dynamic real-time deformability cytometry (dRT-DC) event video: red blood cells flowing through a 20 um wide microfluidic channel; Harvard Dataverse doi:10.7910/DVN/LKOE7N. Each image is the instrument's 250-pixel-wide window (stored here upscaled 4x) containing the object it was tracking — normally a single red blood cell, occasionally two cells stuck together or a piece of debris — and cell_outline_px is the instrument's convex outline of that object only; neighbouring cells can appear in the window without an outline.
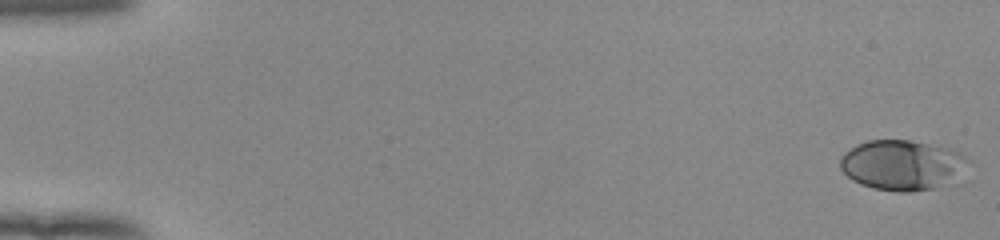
{"species": "human", "species_latin": "Homo sapiens", "temperature_condition": "room temperature", "stored_images_in_passage": 53, "camera_frame_rate_fps": 3000, "um_per_image_px": 0.085, "donor": {"sex": "female"}, "frame": {"image": 1, "passage_image": 1, "time_ms": 0.0, "image_size_px": [1000, 240], "cell_outline_px": [[968, 160], [960, 184], [912, 192], [896, 192], [872, 188], [860, 184], [852, 180], [840, 168], [840, 156], [844, 152], [856, 144], [868, 140], [908, 140], [952, 148], [960, 152]], "centroid_in_image_um": [76.76, 14.06], "position_along_channel_um": 8.2, "area_um2": 38.49}}
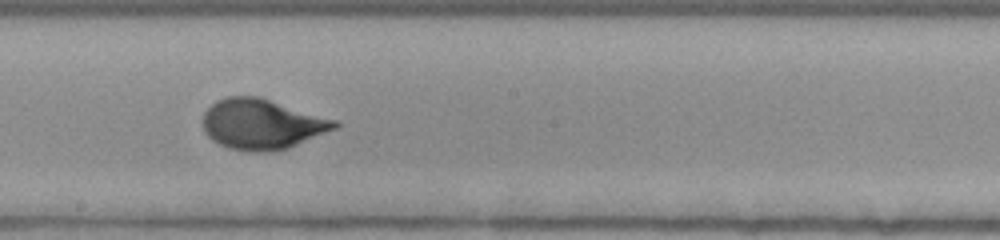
{"frame": {"image": 2, "passage_image": 31, "time_ms": 10.0, "image_size_px": [1000, 240], "cell_outline_px": [[340, 124], [336, 128], [288, 148], [268, 152], [252, 152], [228, 148], [212, 140], [204, 132], [204, 112], [216, 100], [228, 96], [256, 96], [336, 120]], "centroid_in_image_um": [22.24, 10.56], "position_along_channel_um": 226.0, "area_um2": 38.21}}
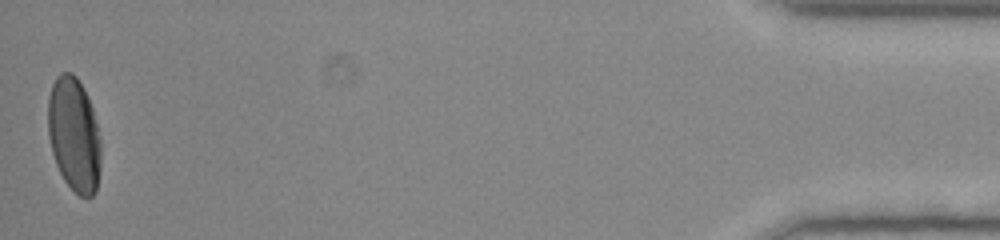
{"frame": {"image": 3, "passage_image": 53, "time_ms": 17.333, "image_size_px": [1000, 240], "cell_outline_px": [[100, 168], [96, 192], [92, 196], [80, 196], [64, 180], [56, 164], [52, 152], [48, 136], [48, 96], [52, 84], [56, 76], [60, 72], [72, 72], [76, 76], [84, 88], [88, 96], [92, 108], [100, 140]], "centroid_in_image_um": [6.28, 11.41], "position_along_channel_um": 428.9, "area_um2": 35.26}, "authors_computed_cell_mechanics": {"area_um2": 37.281, "velocity_mm_per_s": 3.9235, "shape_relaxation_time_tau1_ms": 3.8246, "shape_relaxation_time_tau2_ms": null, "deformation_change_tau1": 0.1816, "deformation_change_tau2": null}}